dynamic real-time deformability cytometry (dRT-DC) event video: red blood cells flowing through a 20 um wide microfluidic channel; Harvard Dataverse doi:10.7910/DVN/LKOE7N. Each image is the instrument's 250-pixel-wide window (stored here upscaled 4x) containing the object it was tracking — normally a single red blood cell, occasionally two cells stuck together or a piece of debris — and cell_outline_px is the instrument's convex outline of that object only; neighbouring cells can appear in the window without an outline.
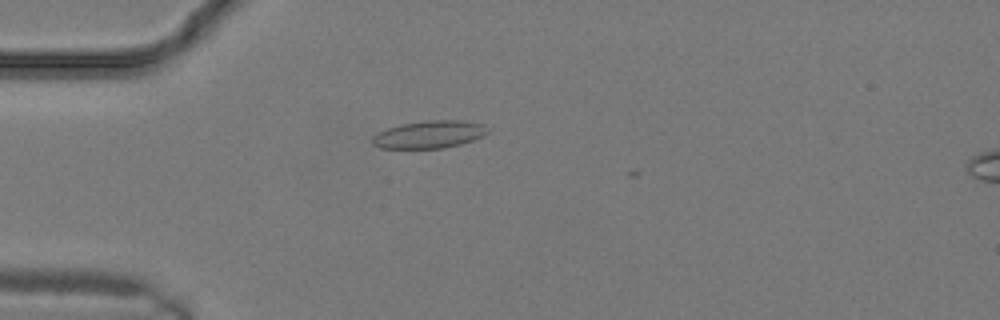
{"species": "common noctule bat (a hibernating species)", "species_latin": "Nyctalus noctula", "temperature_condition": "warm", "stored_images_in_passage": 5, "camera_frame_rate_fps": 3000, "um_per_image_px": 0.085, "animal": {"sex": "male", "body_mass_g": 19.2, "forearm_length_mm": 51.8}, "frame": {"image": 1, "passage_image": 1, "time_ms": 0.0, "image_size_px": [1000, 320], "cell_outline_px": [[488, 132], [484, 136], [460, 144], [444, 148], [380, 148], [372, 144], [372, 136], [388, 128], [400, 124], [428, 120], [460, 120], [484, 124], [488, 128]], "centroid_in_image_um": [36.5, 11.42], "position_along_channel_um": 48.5, "area_um2": 18.5}}
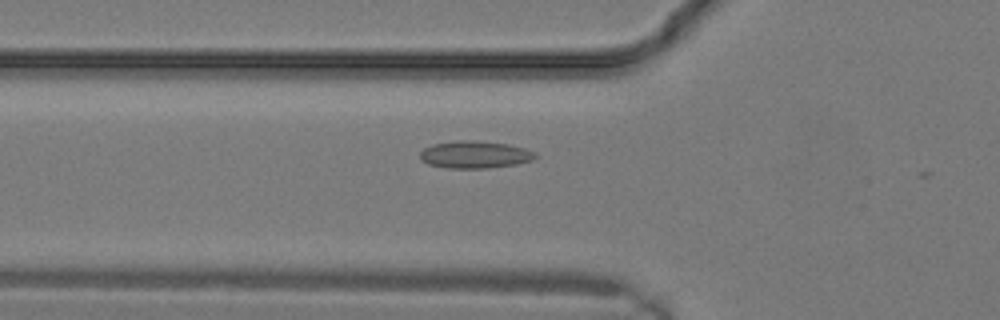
{"frame": {"image": 2, "passage_image": 3, "time_ms": 0.667, "image_size_px": [1000, 320], "cell_outline_px": [[536, 156], [532, 160], [516, 164], [488, 168], [448, 168], [428, 164], [420, 160], [420, 152], [424, 148], [432, 144], [460, 140], [476, 140], [508, 144], [524, 148], [536, 152]], "centroid_in_image_um": [40.34, 13.14], "position_along_channel_um": 85.5, "area_um2": 18.38}}
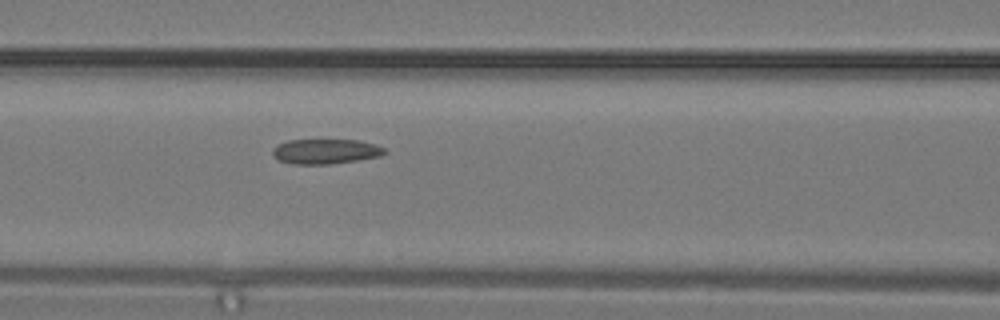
{"frame": {"image": 3, "passage_image": 5, "time_ms": 1.333, "image_size_px": [1000, 320], "cell_outline_px": [[388, 152], [380, 156], [332, 164], [292, 164], [280, 160], [272, 152], [272, 148], [288, 140], [360, 140], [376, 144], [384, 148]], "centroid_in_image_um": [27.71, 12.86], "position_along_channel_um": 138.9, "area_um2": 16.18}}